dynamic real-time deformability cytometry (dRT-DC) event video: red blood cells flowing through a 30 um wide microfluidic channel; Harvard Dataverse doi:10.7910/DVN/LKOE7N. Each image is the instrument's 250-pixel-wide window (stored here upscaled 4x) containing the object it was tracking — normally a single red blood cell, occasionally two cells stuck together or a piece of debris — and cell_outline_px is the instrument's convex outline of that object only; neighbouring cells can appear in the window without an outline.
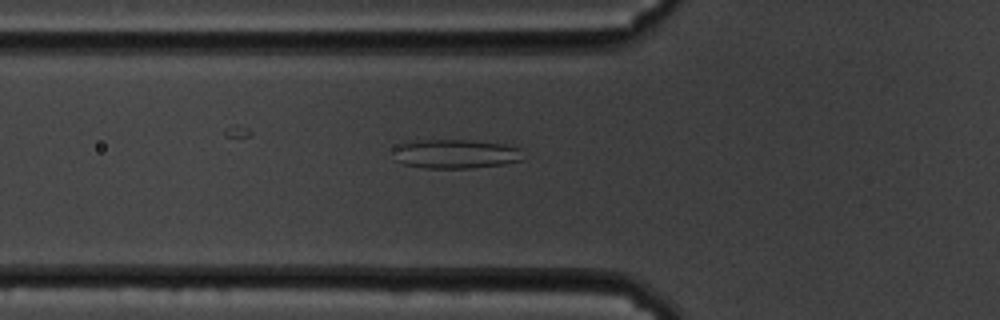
{"species": "common noctule bat (a hibernating species)", "species_latin": "Nyctalus noctula", "temperature_condition": "cold", "stored_images_in_passage": 54, "camera_frame_rate_fps": 3000, "um_per_image_px": 0.085, "animal": {"sex": "male", "body_mass_g": 19.5, "forearm_length_mm": 54.6}, "frame": {"image": 1, "passage_image": 20, "time_ms": 6.333, "image_size_px": [1000, 320], "cell_outline_px": [[520, 160], [504, 164], [472, 168], [424, 168], [404, 164], [396, 160], [392, 148], [416, 140], [472, 140], [504, 144], [520, 148]], "centroid_in_image_um": [38.69, 13.08], "position_along_channel_um": 87.1, "area_um2": 21.85}}
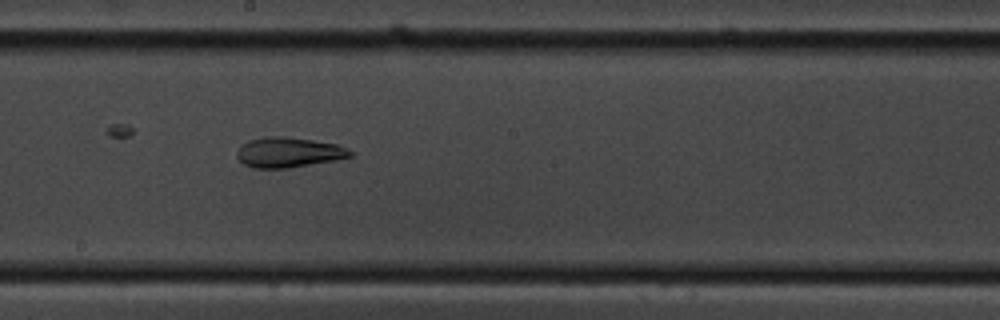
{"frame": {"image": 2, "passage_image": 32, "time_ms": 10.333, "image_size_px": [1000, 320], "cell_outline_px": [[356, 152], [352, 156], [336, 160], [288, 168], [252, 168], [244, 164], [236, 156], [236, 152], [240, 144], [248, 140], [268, 136], [284, 136], [312, 140], [336, 144]], "centroid_in_image_um": [24.51, 12.95], "position_along_channel_um": 223.7, "area_um2": 20.06}}
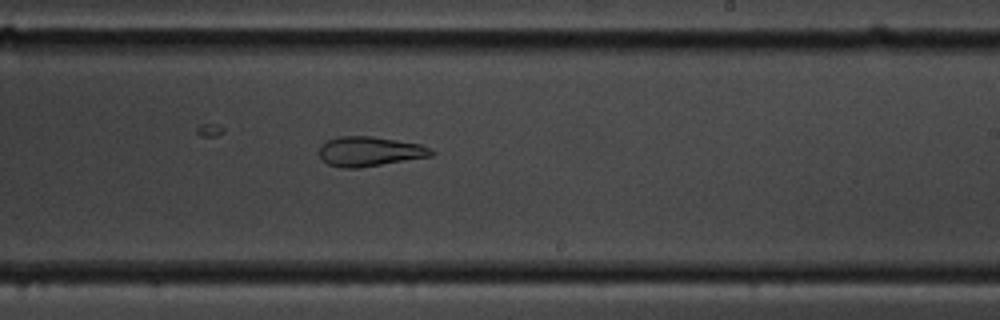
{"frame": {"image": 3, "passage_image": 35, "time_ms": 11.333, "image_size_px": [1000, 320], "cell_outline_px": [[436, 152], [432, 156], [360, 168], [340, 168], [328, 164], [320, 156], [320, 144], [328, 140], [340, 136], [372, 136], [420, 144]], "centroid_in_image_um": [31.41, 12.88], "position_along_channel_um": 257.6, "area_um2": 19.36}}